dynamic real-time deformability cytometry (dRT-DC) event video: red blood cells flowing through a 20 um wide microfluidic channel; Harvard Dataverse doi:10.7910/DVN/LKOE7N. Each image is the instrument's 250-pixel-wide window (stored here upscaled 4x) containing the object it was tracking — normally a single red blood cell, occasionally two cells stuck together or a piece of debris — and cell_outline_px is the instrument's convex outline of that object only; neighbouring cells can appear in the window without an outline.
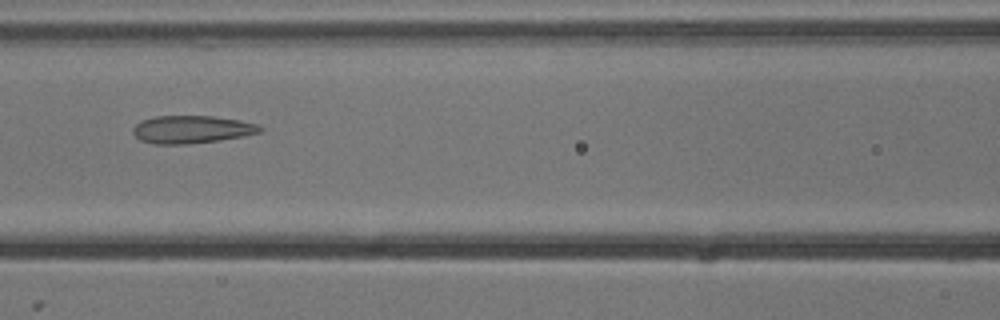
{"species": "common noctule bat (a hibernating species)", "species_latin": "Nyctalus noctula", "temperature_condition": "cold", "stored_images_in_passage": 3, "camera_frame_rate_fps": 3000, "um_per_image_px": 0.085, "animal": {"sex": "male", "body_mass_g": 13.3}, "frame": {"image": 1, "passage_image": 3, "time_ms": 0.667, "image_size_px": [1000, 320], "cell_outline_px": [[264, 128], [260, 132], [244, 136], [220, 140], [188, 144], [152, 144], [140, 140], [132, 132], [132, 128], [140, 120], [156, 116], [212, 116], [240, 120], [260, 124]], "centroid_in_image_um": [16.3, 11.0], "position_along_channel_um": 150.3, "area_um2": 20.75}}